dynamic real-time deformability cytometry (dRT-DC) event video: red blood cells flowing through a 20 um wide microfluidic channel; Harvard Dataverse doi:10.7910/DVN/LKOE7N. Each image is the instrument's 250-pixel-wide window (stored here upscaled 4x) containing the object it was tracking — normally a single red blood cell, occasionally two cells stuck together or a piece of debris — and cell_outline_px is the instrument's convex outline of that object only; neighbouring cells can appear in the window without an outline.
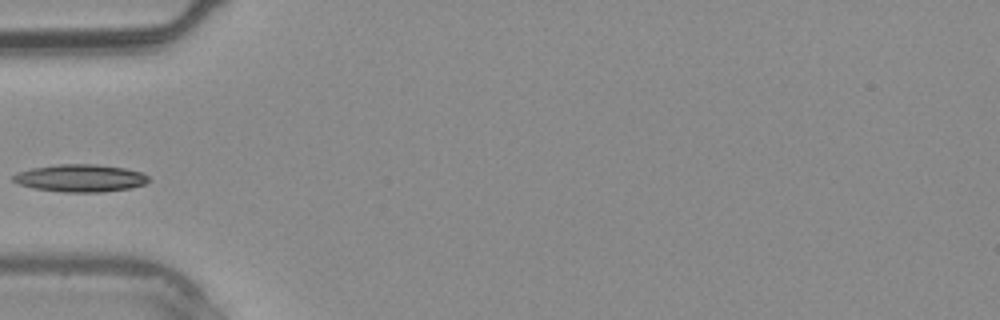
{"species": "common noctule bat (a hibernating species)", "species_latin": "Nyctalus noctula", "temperature_condition": "warm", "stored_images_in_passage": 3, "camera_frame_rate_fps": 3000, "um_per_image_px": 0.085, "animal": {"sex": "male", "body_mass_g": 20.4}, "frame": {"image": 1, "passage_image": 3, "time_ms": 2.333, "image_size_px": [1000, 320], "cell_outline_px": [[152, 180], [144, 184], [132, 188], [100, 192], [64, 192], [32, 188], [20, 184], [12, 180], [12, 176], [16, 172], [32, 168], [56, 164], [96, 164], [124, 168], [144, 172]], "centroid_in_image_um": [6.85, 15.13], "position_along_channel_um": 78.1, "area_um2": 21.91}}